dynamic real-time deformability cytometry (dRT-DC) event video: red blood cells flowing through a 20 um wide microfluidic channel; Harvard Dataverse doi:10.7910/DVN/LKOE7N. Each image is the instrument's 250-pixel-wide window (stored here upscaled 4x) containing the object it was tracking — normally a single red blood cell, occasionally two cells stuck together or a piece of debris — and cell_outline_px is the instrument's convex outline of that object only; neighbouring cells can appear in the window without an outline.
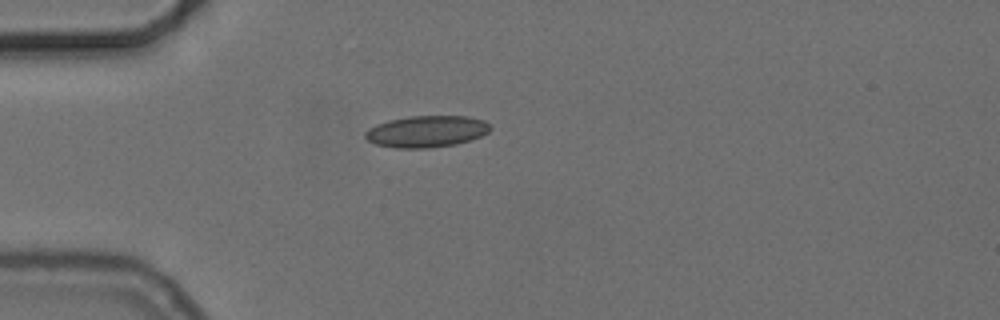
{"species": "common noctule bat (a hibernating species)", "species_latin": "Nyctalus noctula", "temperature_condition": "cold", "stored_images_in_passage": 41, "camera_frame_rate_fps": 3000, "um_per_image_px": 0.085, "animal": {"sex": "female", "body_mass_g": 24.6, "forearm_length_mm": 56.2}, "frame": {"image": 1, "passage_image": 1, "time_ms": 0.0, "image_size_px": [1000, 320], "cell_outline_px": [[492, 128], [488, 132], [480, 136], [456, 144], [428, 148], [396, 148], [376, 144], [368, 140], [364, 136], [364, 132], [368, 128], [376, 124], [388, 120], [412, 116], [468, 116], [484, 120]], "centroid_in_image_um": [36.23, 11.17], "position_along_channel_um": 48.8, "area_um2": 23.0}}
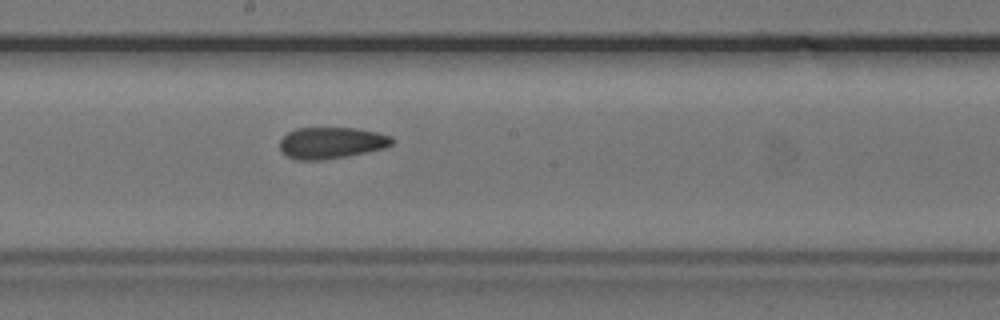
{"frame": {"image": 2, "passage_image": 16, "time_ms": 5.0, "image_size_px": [1000, 320], "cell_outline_px": [[396, 140], [392, 144], [384, 148], [344, 156], [320, 160], [296, 160], [288, 156], [280, 148], [280, 140], [288, 132], [296, 128], [356, 128], [376, 132], [392, 136]], "centroid_in_image_um": [28.18, 12.13], "position_along_channel_um": 220.0, "area_um2": 20.4}}
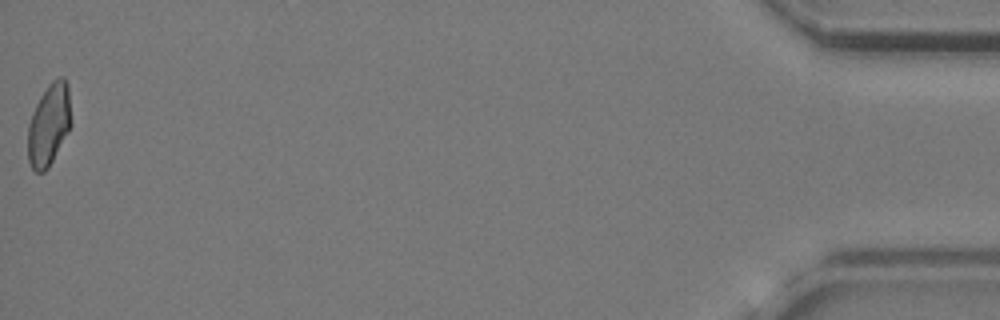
{"frame": {"image": 3, "passage_image": 41, "time_ms": 13.333, "image_size_px": [1000, 320], "cell_outline_px": [[72, 124], [68, 132], [48, 168], [44, 172], [36, 172], [32, 168], [28, 160], [28, 124], [32, 112], [40, 96], [48, 84], [52, 80], [60, 76], [64, 76], [68, 84], [72, 120]], "centroid_in_image_um": [4.17, 10.56], "position_along_channel_um": 431.0, "area_um2": 20.92}, "authors_computed_cell_mechanics": {"area_um2": 21.097, "velocity_mm_per_s": 3.7164, "shape_relaxation_time_tau1_ms": 11.3164, "shape_relaxation_time_tau2_ms": 3.0473, "deformation_change_tau1": 0.1736, "deformation_change_tau2": 0.0953}}